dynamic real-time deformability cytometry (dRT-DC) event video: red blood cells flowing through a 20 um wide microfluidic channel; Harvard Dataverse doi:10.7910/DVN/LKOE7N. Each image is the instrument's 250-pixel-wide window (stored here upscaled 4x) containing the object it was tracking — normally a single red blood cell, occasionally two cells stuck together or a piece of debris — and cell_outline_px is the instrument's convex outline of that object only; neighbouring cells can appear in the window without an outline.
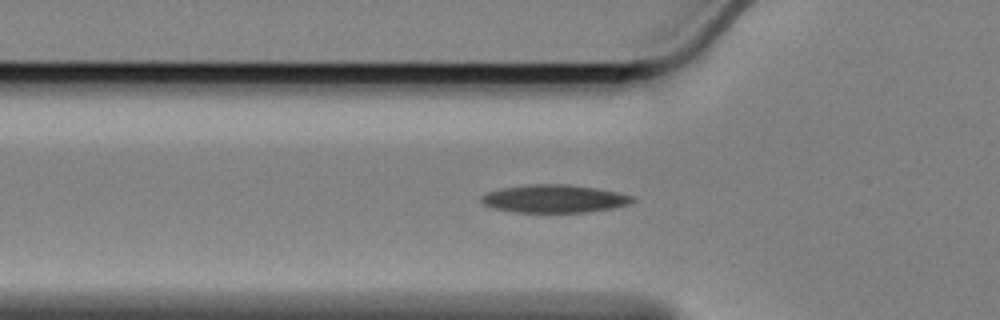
{"species": "Egyptian fruit bat (a non-hibernating species)", "species_latin": "Rousettus aegyptiacus", "temperature_condition": "cold", "stored_images_in_passage": 52, "camera_frame_rate_fps": 3000, "um_per_image_px": 0.085, "animal": {"sex": "female"}, "frame": {"image": 1, "passage_image": 18, "time_ms": 5.667, "image_size_px": [1000, 320], "cell_outline_px": [[636, 200], [632, 204], [612, 208], [588, 212], [512, 212], [496, 208], [484, 204], [480, 200], [480, 196], [488, 192], [504, 188], [528, 184], [564, 184], [596, 188], [616, 192], [632, 196]], "centroid_in_image_um": [47.14, 16.89], "position_along_channel_um": 78.7, "area_um2": 24.51}}
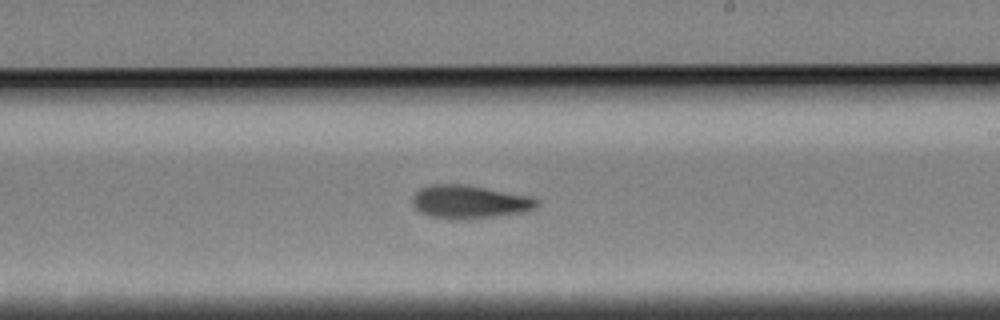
{"frame": {"image": 2, "passage_image": 33, "time_ms": 10.667, "image_size_px": [1000, 320], "cell_outline_px": [[540, 204], [528, 212], [464, 220], [448, 220], [428, 216], [420, 212], [416, 208], [412, 200], [416, 192], [420, 188], [432, 184], [464, 184], [532, 196], [540, 200]], "centroid_in_image_um": [39.95, 17.17], "position_along_channel_um": 249.1, "area_um2": 24.57}}
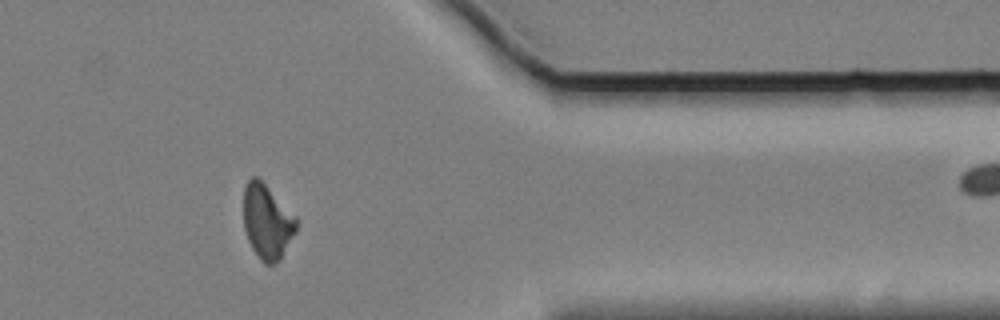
{"frame": {"image": 3, "passage_image": 47, "time_ms": 15.333, "image_size_px": [1000, 320], "cell_outline_px": [[296, 232], [280, 260], [276, 264], [264, 264], [260, 260], [252, 248], [248, 240], [244, 228], [244, 188], [248, 180], [252, 176], [256, 176], [296, 216]], "centroid_in_image_um": [22.7, 18.88], "position_along_channel_um": 388.7, "area_um2": 22.77}, "authors_computed_cell_mechanics": {"area_um2": 23.3512, "velocity_mm_per_s": 3.3879, "shape_relaxation_time_tau1_ms": 8.5785, "shape_relaxation_time_tau2_ms": 9.0571, "deformation_change_tau1": 0.1938, "deformation_change_tau2": 0.1785}}